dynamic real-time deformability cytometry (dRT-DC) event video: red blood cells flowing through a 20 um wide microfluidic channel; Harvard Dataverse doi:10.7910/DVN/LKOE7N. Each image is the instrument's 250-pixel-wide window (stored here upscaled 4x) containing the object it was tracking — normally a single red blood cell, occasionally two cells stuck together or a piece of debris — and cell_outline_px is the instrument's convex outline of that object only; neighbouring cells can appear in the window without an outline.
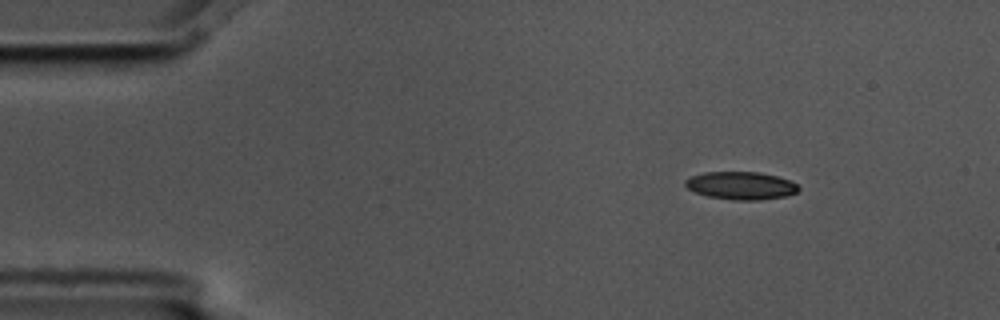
{"species": "common noctule bat (a hibernating species)", "species_latin": "Nyctalus noctula", "temperature_condition": "cold", "stored_images_in_passage": 9, "camera_frame_rate_fps": 3000, "um_per_image_px": 0.085, "animal": {"sex": "male", "body_mass_g": 17.5, "forearm_length_mm": 52.3}, "frame": {"image": 1, "passage_image": 1, "time_ms": 0.0, "image_size_px": [1000, 320], "cell_outline_px": [[800, 188], [796, 192], [788, 196], [760, 200], [732, 200], [708, 196], [696, 192], [688, 188], [684, 184], [684, 180], [692, 176], [704, 172], [760, 172], [776, 176], [788, 180], [796, 184]], "centroid_in_image_um": [62.98, 15.78], "position_along_channel_um": 22.0, "area_um2": 18.32}}
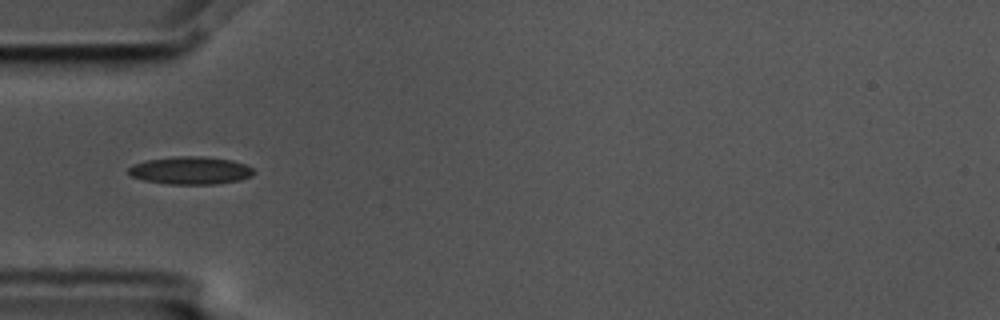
{"frame": {"image": 2, "passage_image": 4, "time_ms": 1.0, "image_size_px": [1000, 320], "cell_outline_px": [[256, 172], [252, 176], [240, 180], [216, 184], [168, 184], [144, 180], [132, 176], [128, 172], [128, 168], [132, 164], [148, 160], [176, 156], [204, 156], [232, 160], [244, 164], [252, 168]], "centroid_in_image_um": [16.21, 14.49], "position_along_channel_um": 68.8, "area_um2": 20.29}}